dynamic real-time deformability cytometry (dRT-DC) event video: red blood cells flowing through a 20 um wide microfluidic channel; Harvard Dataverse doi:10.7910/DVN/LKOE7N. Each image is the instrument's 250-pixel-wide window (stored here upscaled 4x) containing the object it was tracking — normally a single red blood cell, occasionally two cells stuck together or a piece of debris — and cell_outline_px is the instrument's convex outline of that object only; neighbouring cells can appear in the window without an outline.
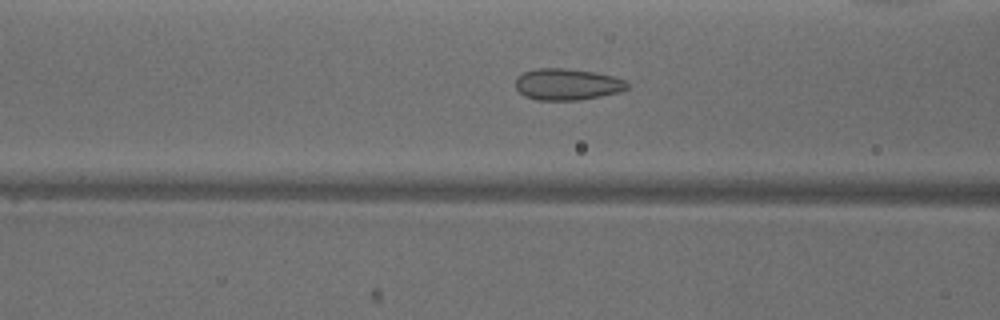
{"species": "common noctule bat (a hibernating species)", "species_latin": "Nyctalus noctula", "temperature_condition": "warm", "stored_images_in_passage": 49, "camera_frame_rate_fps": 3000, "um_per_image_px": 0.085, "animal": {"sex": "male", "body_mass_g": 18.8}, "frame": {"image": 1, "passage_image": 18, "time_ms": 5.667, "image_size_px": [1000, 320], "cell_outline_px": [[628, 88], [620, 92], [580, 100], [536, 100], [524, 96], [516, 88], [516, 76], [524, 72], [536, 68], [564, 68], [596, 72], [628, 80]], "centroid_in_image_um": [48.22, 7.16], "position_along_channel_um": 118.4, "area_um2": 20.69}}
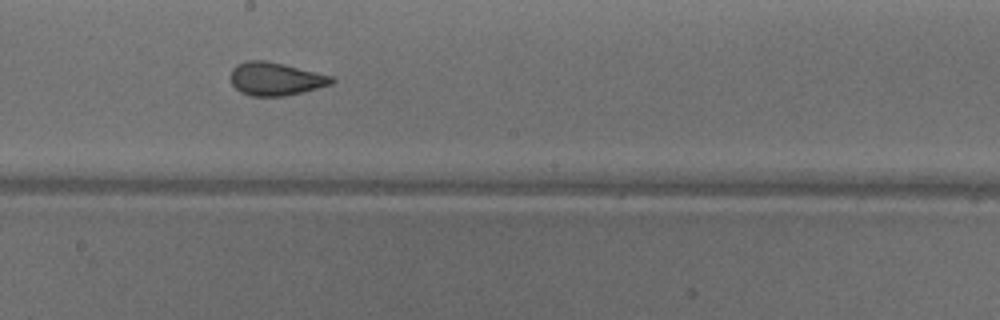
{"frame": {"image": 2, "passage_image": 26, "time_ms": 8.333, "image_size_px": [1000, 320], "cell_outline_px": [[336, 80], [332, 84], [284, 96], [252, 96], [240, 92], [232, 84], [228, 76], [232, 68], [236, 64], [248, 60], [264, 60], [332, 76]], "centroid_in_image_um": [23.35, 6.7], "position_along_channel_um": 224.8, "area_um2": 19.36}}
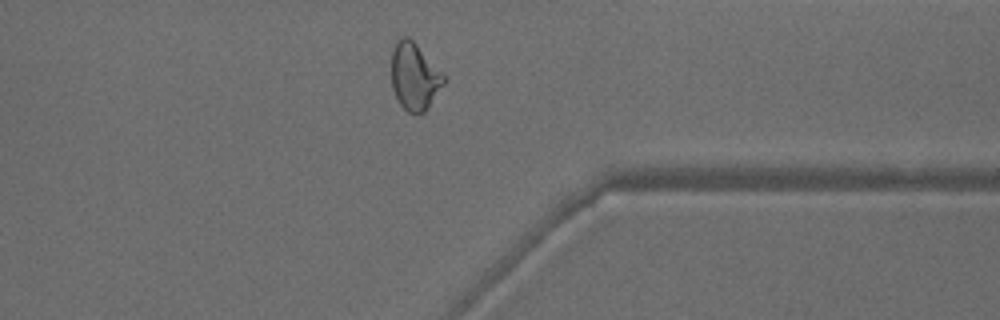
{"frame": {"image": 3, "passage_image": 38, "time_ms": 12.333, "image_size_px": [1000, 320], "cell_outline_px": [[448, 80], [428, 108], [424, 112], [408, 112], [400, 104], [392, 88], [392, 48], [396, 40], [400, 36], [408, 36], [416, 44]], "centroid_in_image_um": [35.23, 6.49], "position_along_channel_um": 376.2, "area_um2": 20.4}, "authors_computed_cell_mechanics": {"area_um2": 21.0392, "velocity_mm_per_s": 3.9854, "shape_relaxation_time_tau1_ms": null, "shape_relaxation_time_tau2_ms": 0.8877, "deformation_change_tau1": null, "deformation_change_tau2": 0.0725}}